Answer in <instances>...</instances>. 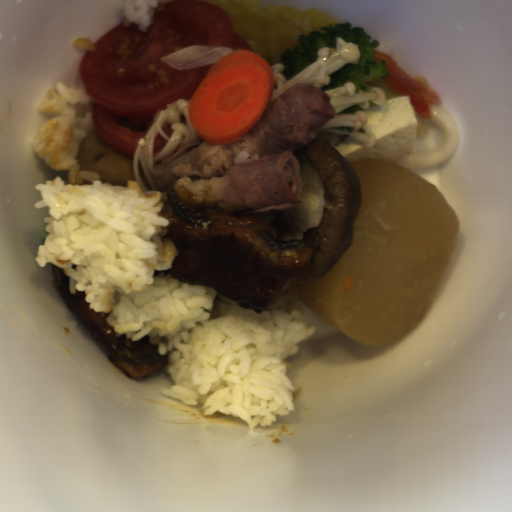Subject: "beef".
I'll return each mask as SVG.
<instances>
[{
  "label": "beef",
  "mask_w": 512,
  "mask_h": 512,
  "mask_svg": "<svg viewBox=\"0 0 512 512\" xmlns=\"http://www.w3.org/2000/svg\"><path fill=\"white\" fill-rule=\"evenodd\" d=\"M334 115L328 92L298 82L236 141L209 145L197 135L181 143L150 171L155 190H175L192 208L237 218L291 210L303 193L297 155Z\"/></svg>",
  "instance_id": "33117281"
}]
</instances>
